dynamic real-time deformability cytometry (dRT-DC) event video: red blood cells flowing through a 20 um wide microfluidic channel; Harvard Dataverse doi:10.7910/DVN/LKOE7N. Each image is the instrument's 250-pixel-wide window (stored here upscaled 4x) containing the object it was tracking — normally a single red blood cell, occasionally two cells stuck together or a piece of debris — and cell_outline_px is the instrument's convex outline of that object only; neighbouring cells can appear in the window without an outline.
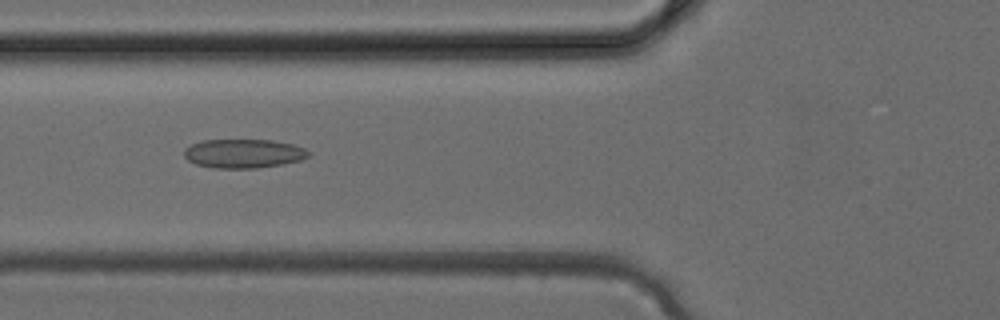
{"species": "common noctule bat (a hibernating species)", "species_latin": "Nyctalus noctula", "temperature_condition": "cold", "stored_images_in_passage": 36, "camera_frame_rate_fps": 3000, "um_per_image_px": 0.085, "animal": {"sex": "female", "body_mass_g": 24.6, "forearm_length_mm": 56.2}, "frame": {"image": 1, "passage_image": 14, "time_ms": 4.333, "image_size_px": [1000, 320], "cell_outline_px": [[312, 156], [300, 160], [280, 164], [256, 168], [212, 168], [196, 164], [188, 160], [184, 156], [184, 148], [192, 144], [204, 140], [272, 140], [292, 144], [304, 148], [312, 152]], "centroid_in_image_um": [20.72, 13.05], "position_along_channel_um": 105.1, "area_um2": 21.04}}
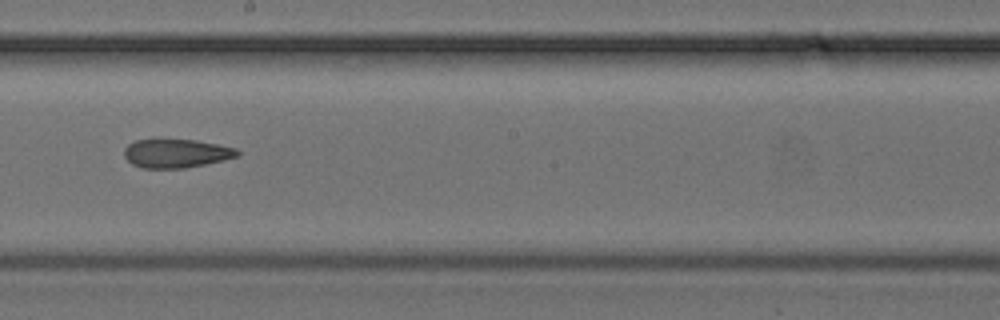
{"frame": {"image": 2, "passage_image": 21, "time_ms": 6.667, "image_size_px": [1000, 320], "cell_outline_px": [[240, 156], [224, 160], [184, 168], [144, 168], [132, 164], [124, 156], [124, 148], [128, 144], [136, 140], [196, 140], [236, 148], [240, 152]], "centroid_in_image_um": [14.99, 13.04], "position_along_channel_um": 233.2, "area_um2": 18.79}}
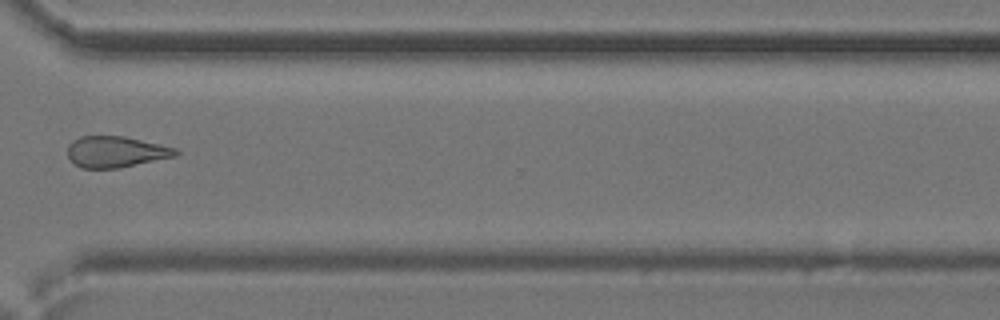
{"frame": {"image": 3, "passage_image": 28, "time_ms": 9.0, "image_size_px": [1000, 320], "cell_outline_px": [[180, 152], [176, 156], [120, 168], [80, 168], [68, 156], [68, 144], [72, 140], [80, 136], [124, 136], [160, 144], [176, 148]], "centroid_in_image_um": [9.85, 12.9], "position_along_channel_um": 360.7, "area_um2": 19.65}}